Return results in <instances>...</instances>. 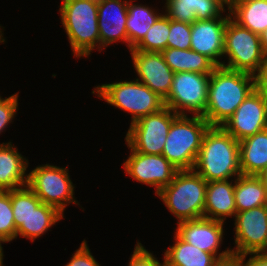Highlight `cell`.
Masks as SVG:
<instances>
[{"label":"cell","mask_w":267,"mask_h":266,"mask_svg":"<svg viewBox=\"0 0 267 266\" xmlns=\"http://www.w3.org/2000/svg\"><path fill=\"white\" fill-rule=\"evenodd\" d=\"M255 88L256 76L217 66L210 74L203 117L211 126H222Z\"/></svg>","instance_id":"6da1fadb"},{"label":"cell","mask_w":267,"mask_h":266,"mask_svg":"<svg viewBox=\"0 0 267 266\" xmlns=\"http://www.w3.org/2000/svg\"><path fill=\"white\" fill-rule=\"evenodd\" d=\"M193 170L207 182L238 177L241 175L239 141L222 126H210L203 137Z\"/></svg>","instance_id":"7a4b0ae2"},{"label":"cell","mask_w":267,"mask_h":266,"mask_svg":"<svg viewBox=\"0 0 267 266\" xmlns=\"http://www.w3.org/2000/svg\"><path fill=\"white\" fill-rule=\"evenodd\" d=\"M59 11L73 54L89 56L100 46L98 0H62Z\"/></svg>","instance_id":"3957f363"},{"label":"cell","mask_w":267,"mask_h":266,"mask_svg":"<svg viewBox=\"0 0 267 266\" xmlns=\"http://www.w3.org/2000/svg\"><path fill=\"white\" fill-rule=\"evenodd\" d=\"M210 126L203 116L177 115L170 126L162 155L178 170H192Z\"/></svg>","instance_id":"277c9868"},{"label":"cell","mask_w":267,"mask_h":266,"mask_svg":"<svg viewBox=\"0 0 267 266\" xmlns=\"http://www.w3.org/2000/svg\"><path fill=\"white\" fill-rule=\"evenodd\" d=\"M207 181L192 170H178L158 195L179 222L203 218Z\"/></svg>","instance_id":"5b68a950"},{"label":"cell","mask_w":267,"mask_h":266,"mask_svg":"<svg viewBox=\"0 0 267 266\" xmlns=\"http://www.w3.org/2000/svg\"><path fill=\"white\" fill-rule=\"evenodd\" d=\"M95 89L93 94L96 92L110 105L131 113V123L165 107L164 100L138 80L103 84Z\"/></svg>","instance_id":"8992f818"},{"label":"cell","mask_w":267,"mask_h":266,"mask_svg":"<svg viewBox=\"0 0 267 266\" xmlns=\"http://www.w3.org/2000/svg\"><path fill=\"white\" fill-rule=\"evenodd\" d=\"M224 55H228V64L222 66L231 70L256 76L266 59L260 36L237 22L228 20L225 29Z\"/></svg>","instance_id":"52a82bcc"},{"label":"cell","mask_w":267,"mask_h":266,"mask_svg":"<svg viewBox=\"0 0 267 266\" xmlns=\"http://www.w3.org/2000/svg\"><path fill=\"white\" fill-rule=\"evenodd\" d=\"M210 74L188 71L174 73L169 94L164 100L165 107L178 115H186L185 110H188L194 115L203 116L207 107Z\"/></svg>","instance_id":"ba28073f"},{"label":"cell","mask_w":267,"mask_h":266,"mask_svg":"<svg viewBox=\"0 0 267 266\" xmlns=\"http://www.w3.org/2000/svg\"><path fill=\"white\" fill-rule=\"evenodd\" d=\"M177 115L164 107L159 112L139 118L130 125L125 137L127 145L139 153L162 154L170 126Z\"/></svg>","instance_id":"9c48e42d"},{"label":"cell","mask_w":267,"mask_h":266,"mask_svg":"<svg viewBox=\"0 0 267 266\" xmlns=\"http://www.w3.org/2000/svg\"><path fill=\"white\" fill-rule=\"evenodd\" d=\"M67 172L66 168L49 164L38 166L28 174L27 186L41 202L63 214L67 202L77 203L73 197L74 186Z\"/></svg>","instance_id":"30bf717a"},{"label":"cell","mask_w":267,"mask_h":266,"mask_svg":"<svg viewBox=\"0 0 267 266\" xmlns=\"http://www.w3.org/2000/svg\"><path fill=\"white\" fill-rule=\"evenodd\" d=\"M237 141L267 129V97L255 88L222 125Z\"/></svg>","instance_id":"8fae6325"},{"label":"cell","mask_w":267,"mask_h":266,"mask_svg":"<svg viewBox=\"0 0 267 266\" xmlns=\"http://www.w3.org/2000/svg\"><path fill=\"white\" fill-rule=\"evenodd\" d=\"M235 244L232 253L244 255L267 250V205L237 212L235 215Z\"/></svg>","instance_id":"7c38bea8"},{"label":"cell","mask_w":267,"mask_h":266,"mask_svg":"<svg viewBox=\"0 0 267 266\" xmlns=\"http://www.w3.org/2000/svg\"><path fill=\"white\" fill-rule=\"evenodd\" d=\"M128 147L131 154L123 164L126 174L138 182L156 187V194L171 183L178 169L162 154H143Z\"/></svg>","instance_id":"4fadbf2b"},{"label":"cell","mask_w":267,"mask_h":266,"mask_svg":"<svg viewBox=\"0 0 267 266\" xmlns=\"http://www.w3.org/2000/svg\"><path fill=\"white\" fill-rule=\"evenodd\" d=\"M135 70L140 81L163 100L169 94L174 72L165 62L162 53L130 50Z\"/></svg>","instance_id":"5bb4252c"},{"label":"cell","mask_w":267,"mask_h":266,"mask_svg":"<svg viewBox=\"0 0 267 266\" xmlns=\"http://www.w3.org/2000/svg\"><path fill=\"white\" fill-rule=\"evenodd\" d=\"M224 222L207 218L185 220L177 222L175 234L190 245L200 250L214 254L218 259L229 256L232 251L225 250L218 254L217 251L223 238Z\"/></svg>","instance_id":"9a60e30c"},{"label":"cell","mask_w":267,"mask_h":266,"mask_svg":"<svg viewBox=\"0 0 267 266\" xmlns=\"http://www.w3.org/2000/svg\"><path fill=\"white\" fill-rule=\"evenodd\" d=\"M229 15L209 20H196L191 24V48L200 54L206 55L217 66L222 62L217 58L224 56L225 29Z\"/></svg>","instance_id":"2e32d148"},{"label":"cell","mask_w":267,"mask_h":266,"mask_svg":"<svg viewBox=\"0 0 267 266\" xmlns=\"http://www.w3.org/2000/svg\"><path fill=\"white\" fill-rule=\"evenodd\" d=\"M127 6L126 0H98V29L101 47L105 48L120 39L128 44Z\"/></svg>","instance_id":"e0dca14e"},{"label":"cell","mask_w":267,"mask_h":266,"mask_svg":"<svg viewBox=\"0 0 267 266\" xmlns=\"http://www.w3.org/2000/svg\"><path fill=\"white\" fill-rule=\"evenodd\" d=\"M165 14L169 19L192 24L196 20H209L221 17L225 11V0H166Z\"/></svg>","instance_id":"ac0fdd59"},{"label":"cell","mask_w":267,"mask_h":266,"mask_svg":"<svg viewBox=\"0 0 267 266\" xmlns=\"http://www.w3.org/2000/svg\"><path fill=\"white\" fill-rule=\"evenodd\" d=\"M234 189L228 180L207 182L203 217L224 222L227 216H235Z\"/></svg>","instance_id":"d6986e66"},{"label":"cell","mask_w":267,"mask_h":266,"mask_svg":"<svg viewBox=\"0 0 267 266\" xmlns=\"http://www.w3.org/2000/svg\"><path fill=\"white\" fill-rule=\"evenodd\" d=\"M27 167V160L11 142L0 144V190L25 187L28 182V175H25Z\"/></svg>","instance_id":"ffe728a7"},{"label":"cell","mask_w":267,"mask_h":266,"mask_svg":"<svg viewBox=\"0 0 267 266\" xmlns=\"http://www.w3.org/2000/svg\"><path fill=\"white\" fill-rule=\"evenodd\" d=\"M239 157L241 174L258 176L267 167V129L239 141Z\"/></svg>","instance_id":"44dd1931"},{"label":"cell","mask_w":267,"mask_h":266,"mask_svg":"<svg viewBox=\"0 0 267 266\" xmlns=\"http://www.w3.org/2000/svg\"><path fill=\"white\" fill-rule=\"evenodd\" d=\"M228 10L235 22L259 36L267 29V0H232Z\"/></svg>","instance_id":"7402d4cb"},{"label":"cell","mask_w":267,"mask_h":266,"mask_svg":"<svg viewBox=\"0 0 267 266\" xmlns=\"http://www.w3.org/2000/svg\"><path fill=\"white\" fill-rule=\"evenodd\" d=\"M162 55L165 62L174 73L178 72H196L212 73L217 65L206 55L200 54L192 49L166 48Z\"/></svg>","instance_id":"603a6c76"},{"label":"cell","mask_w":267,"mask_h":266,"mask_svg":"<svg viewBox=\"0 0 267 266\" xmlns=\"http://www.w3.org/2000/svg\"><path fill=\"white\" fill-rule=\"evenodd\" d=\"M234 182V198L237 212L267 205L266 188L259 176L241 174Z\"/></svg>","instance_id":"cb8c5ba5"},{"label":"cell","mask_w":267,"mask_h":266,"mask_svg":"<svg viewBox=\"0 0 267 266\" xmlns=\"http://www.w3.org/2000/svg\"><path fill=\"white\" fill-rule=\"evenodd\" d=\"M218 257L181 240L175 234V244L164 253L165 266H212Z\"/></svg>","instance_id":"d4e9b609"},{"label":"cell","mask_w":267,"mask_h":266,"mask_svg":"<svg viewBox=\"0 0 267 266\" xmlns=\"http://www.w3.org/2000/svg\"><path fill=\"white\" fill-rule=\"evenodd\" d=\"M62 218L63 214L58 209L41 202L16 230V238L20 235L34 241Z\"/></svg>","instance_id":"484cf974"},{"label":"cell","mask_w":267,"mask_h":266,"mask_svg":"<svg viewBox=\"0 0 267 266\" xmlns=\"http://www.w3.org/2000/svg\"><path fill=\"white\" fill-rule=\"evenodd\" d=\"M126 29L128 35V47L134 48L146 35L152 25L162 16L155 13L147 6H141L128 2Z\"/></svg>","instance_id":"4316f807"},{"label":"cell","mask_w":267,"mask_h":266,"mask_svg":"<svg viewBox=\"0 0 267 266\" xmlns=\"http://www.w3.org/2000/svg\"><path fill=\"white\" fill-rule=\"evenodd\" d=\"M169 32L170 19L163 14L133 49L161 53L167 48Z\"/></svg>","instance_id":"83f0119b"},{"label":"cell","mask_w":267,"mask_h":266,"mask_svg":"<svg viewBox=\"0 0 267 266\" xmlns=\"http://www.w3.org/2000/svg\"><path fill=\"white\" fill-rule=\"evenodd\" d=\"M40 203L41 200L27 185L25 188L21 187L11 190V205L16 229L21 226L31 211Z\"/></svg>","instance_id":"f1b7e54d"},{"label":"cell","mask_w":267,"mask_h":266,"mask_svg":"<svg viewBox=\"0 0 267 266\" xmlns=\"http://www.w3.org/2000/svg\"><path fill=\"white\" fill-rule=\"evenodd\" d=\"M16 230L11 205V190H0V241L10 242L15 239Z\"/></svg>","instance_id":"f546056e"},{"label":"cell","mask_w":267,"mask_h":266,"mask_svg":"<svg viewBox=\"0 0 267 266\" xmlns=\"http://www.w3.org/2000/svg\"><path fill=\"white\" fill-rule=\"evenodd\" d=\"M167 48L186 50L191 48V25L170 19Z\"/></svg>","instance_id":"4dcf8cb0"},{"label":"cell","mask_w":267,"mask_h":266,"mask_svg":"<svg viewBox=\"0 0 267 266\" xmlns=\"http://www.w3.org/2000/svg\"><path fill=\"white\" fill-rule=\"evenodd\" d=\"M18 94L0 100V133L11 122L18 107Z\"/></svg>","instance_id":"1f68e13d"},{"label":"cell","mask_w":267,"mask_h":266,"mask_svg":"<svg viewBox=\"0 0 267 266\" xmlns=\"http://www.w3.org/2000/svg\"><path fill=\"white\" fill-rule=\"evenodd\" d=\"M129 266H165V262L161 264L149 251H147L141 243L135 246Z\"/></svg>","instance_id":"d6a6232c"},{"label":"cell","mask_w":267,"mask_h":266,"mask_svg":"<svg viewBox=\"0 0 267 266\" xmlns=\"http://www.w3.org/2000/svg\"><path fill=\"white\" fill-rule=\"evenodd\" d=\"M72 259L66 266H100L90 253V250L83 240L80 248L73 254Z\"/></svg>","instance_id":"836d02e7"},{"label":"cell","mask_w":267,"mask_h":266,"mask_svg":"<svg viewBox=\"0 0 267 266\" xmlns=\"http://www.w3.org/2000/svg\"><path fill=\"white\" fill-rule=\"evenodd\" d=\"M249 254L253 257H250L247 262H244L247 254L240 255L241 266H267V254L265 252Z\"/></svg>","instance_id":"e575fe53"},{"label":"cell","mask_w":267,"mask_h":266,"mask_svg":"<svg viewBox=\"0 0 267 266\" xmlns=\"http://www.w3.org/2000/svg\"><path fill=\"white\" fill-rule=\"evenodd\" d=\"M256 88L264 92L267 97V56L259 73L256 74Z\"/></svg>","instance_id":"d590c367"},{"label":"cell","mask_w":267,"mask_h":266,"mask_svg":"<svg viewBox=\"0 0 267 266\" xmlns=\"http://www.w3.org/2000/svg\"><path fill=\"white\" fill-rule=\"evenodd\" d=\"M212 266H241L240 255L231 253L229 256L217 259Z\"/></svg>","instance_id":"8d00e7d4"},{"label":"cell","mask_w":267,"mask_h":266,"mask_svg":"<svg viewBox=\"0 0 267 266\" xmlns=\"http://www.w3.org/2000/svg\"><path fill=\"white\" fill-rule=\"evenodd\" d=\"M262 49L264 53L267 55V29L260 35Z\"/></svg>","instance_id":"74e56055"},{"label":"cell","mask_w":267,"mask_h":266,"mask_svg":"<svg viewBox=\"0 0 267 266\" xmlns=\"http://www.w3.org/2000/svg\"><path fill=\"white\" fill-rule=\"evenodd\" d=\"M258 176L263 181L267 193V167Z\"/></svg>","instance_id":"f35d334b"},{"label":"cell","mask_w":267,"mask_h":266,"mask_svg":"<svg viewBox=\"0 0 267 266\" xmlns=\"http://www.w3.org/2000/svg\"><path fill=\"white\" fill-rule=\"evenodd\" d=\"M1 243L2 242L0 241V266H3L2 264L3 263L2 262L3 261V251H2L3 249H2Z\"/></svg>","instance_id":"ab89813d"},{"label":"cell","mask_w":267,"mask_h":266,"mask_svg":"<svg viewBox=\"0 0 267 266\" xmlns=\"http://www.w3.org/2000/svg\"><path fill=\"white\" fill-rule=\"evenodd\" d=\"M1 32H2V31L0 30V33H1ZM2 37H3L2 34H0V43H2V42L5 41V39H3Z\"/></svg>","instance_id":"60d3db41"}]
</instances>
